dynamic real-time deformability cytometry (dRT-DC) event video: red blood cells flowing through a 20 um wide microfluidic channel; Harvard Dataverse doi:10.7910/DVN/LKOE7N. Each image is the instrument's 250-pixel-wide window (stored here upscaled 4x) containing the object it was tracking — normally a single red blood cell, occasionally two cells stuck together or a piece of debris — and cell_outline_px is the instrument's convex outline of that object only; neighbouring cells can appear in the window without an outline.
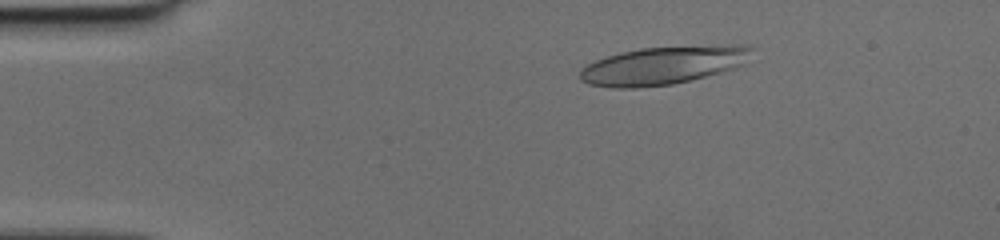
{"species": "human", "species_latin": "Homo sapiens", "temperature_condition": "cold", "stored_images_in_passage": 50, "camera_frame_rate_fps": 3000, "um_per_image_px": 0.085, "donor": {"sex": "female"}, "frame": {"image": 1, "passage_image": 9, "time_ms": 2.667, "image_size_px": [1000, 240], "cell_outline_px": [[752, 48], [744, 64], [732, 68], [704, 76], [672, 84], [636, 88], [612, 88], [588, 84], [580, 80], [580, 68], [596, 60], [620, 52], [640, 48], [732, 44], [752, 44]], "centroid_in_image_um": [56.34, 5.54], "position_along_channel_um": 28.7, "area_um2": 38.03}}
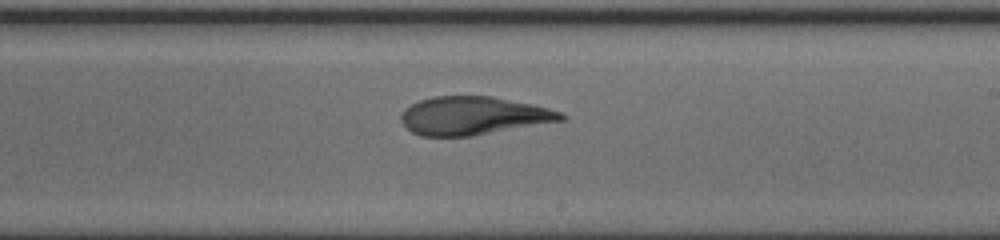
{"frame": {"image": 2, "passage_image": 30, "time_ms": 9.667, "image_size_px": [1000, 240], "cell_outline_px": [[564, 120], [472, 136], [420, 136], [412, 132], [400, 120], [400, 116], [404, 108], [420, 100], [432, 96], [492, 96], [532, 104], [548, 108], [560, 112], [564, 116]], "centroid_in_image_um": [40.19, 9.83], "position_along_channel_um": 248.8, "area_um2": 35.49}}
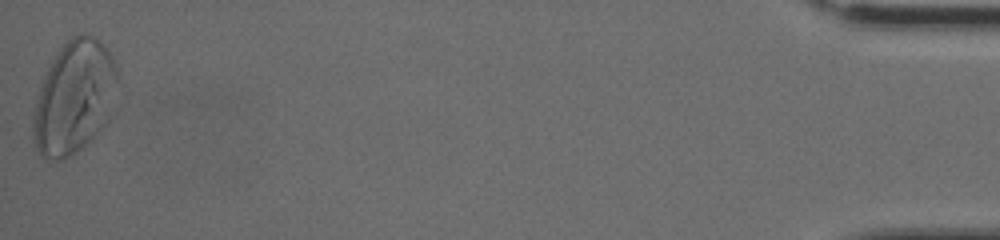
{"frame": {"image": 3, "passage_image": 50, "time_ms": 16.333, "image_size_px": [1000, 240], "cell_outline_px": [[120, 80], [112, 116], [92, 140], [72, 156], [64, 160], [52, 160], [40, 156], [36, 148], [32, 128], [32, 112], [44, 76], [52, 60], [60, 48], [72, 36], [80, 32], [84, 32], [92, 36], [112, 56], [116, 64], [120, 76]], "centroid_in_image_um": [6.34, 8.32], "position_along_channel_um": 428.9, "area_um2": 56.53}}